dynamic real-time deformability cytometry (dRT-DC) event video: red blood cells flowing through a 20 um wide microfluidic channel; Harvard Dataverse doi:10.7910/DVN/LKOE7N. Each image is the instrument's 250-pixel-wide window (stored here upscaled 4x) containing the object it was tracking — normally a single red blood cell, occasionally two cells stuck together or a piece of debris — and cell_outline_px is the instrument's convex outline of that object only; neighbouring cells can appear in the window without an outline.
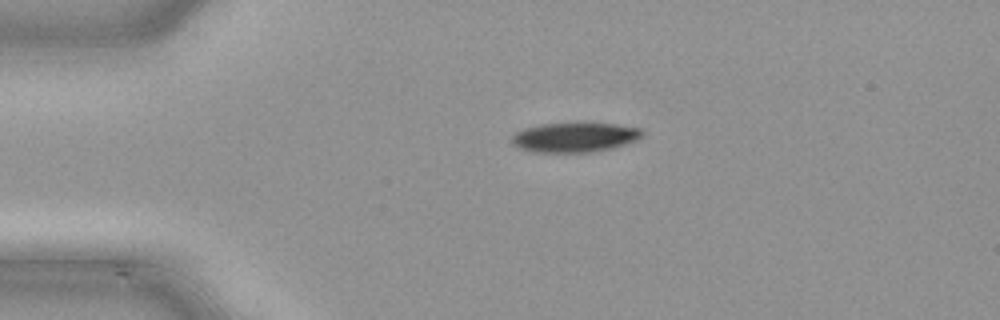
{"species": "common noctule bat (a hibernating species)", "species_latin": "Nyctalus noctula", "temperature_condition": "cold", "stored_images_in_passage": 39, "camera_frame_rate_fps": 3000, "um_per_image_px": 0.085, "animal": {"sex": "male", "body_mass_g": 21.5, "forearm_length_mm": 52.0}, "frame": {"image": 1, "passage_image": 1, "time_ms": 0.0, "image_size_px": [1000, 320], "cell_outline_px": [[644, 132], [640, 136], [624, 144], [612, 148], [588, 152], [536, 152], [520, 148], [512, 144], [512, 136], [516, 132], [524, 128], [540, 124], [576, 120], [616, 124], [640, 128]], "centroid_in_image_um": [48.81, 11.61], "position_along_channel_um": 36.2, "area_um2": 23.06}}
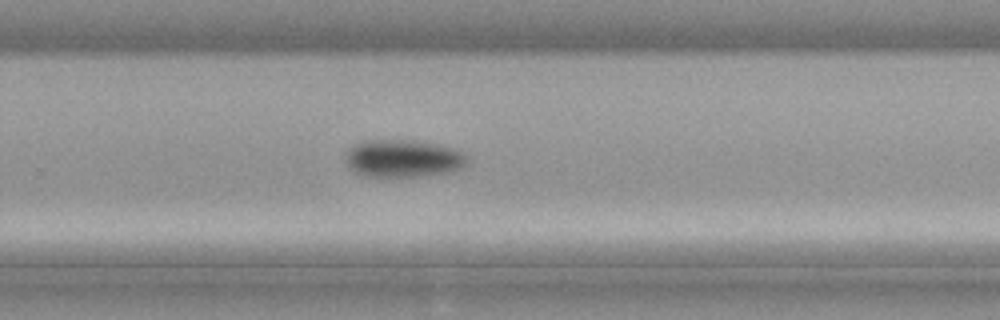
{"frame": {"image": 2, "passage_image": 22, "time_ms": 7.0, "image_size_px": [1000, 320], "cell_outline_px": [[468, 164], [452, 172], [416, 176], [364, 176], [356, 172], [344, 160], [344, 156], [348, 148], [360, 140], [412, 140], [440, 144], [456, 148], [464, 152], [468, 156]], "centroid_in_image_um": [34.29, 13.44], "position_along_channel_um": 295.5, "area_um2": 27.05}}
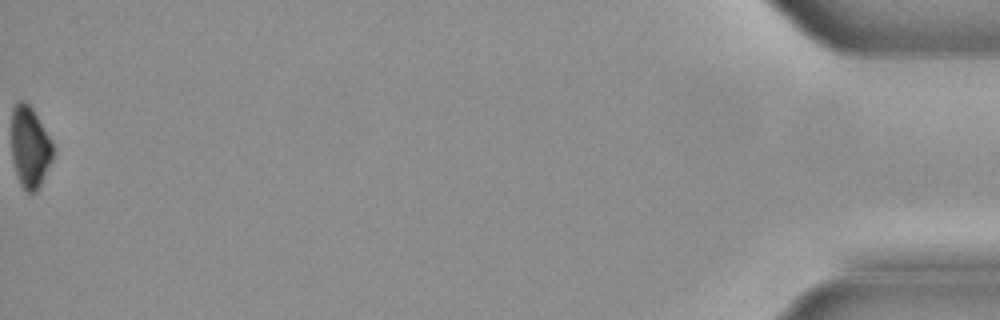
{"frame": {"image": 3, "passage_image": 39, "time_ms": 12.667, "image_size_px": [1000, 320], "cell_outline_px": [[52, 160], [36, 192], [28, 192], [20, 184], [12, 160], [12, 108], [16, 100], [24, 100], [32, 108], [52, 140]], "centroid_in_image_um": [2.52, 12.46], "position_along_channel_um": 432.7, "area_um2": 19.54}}